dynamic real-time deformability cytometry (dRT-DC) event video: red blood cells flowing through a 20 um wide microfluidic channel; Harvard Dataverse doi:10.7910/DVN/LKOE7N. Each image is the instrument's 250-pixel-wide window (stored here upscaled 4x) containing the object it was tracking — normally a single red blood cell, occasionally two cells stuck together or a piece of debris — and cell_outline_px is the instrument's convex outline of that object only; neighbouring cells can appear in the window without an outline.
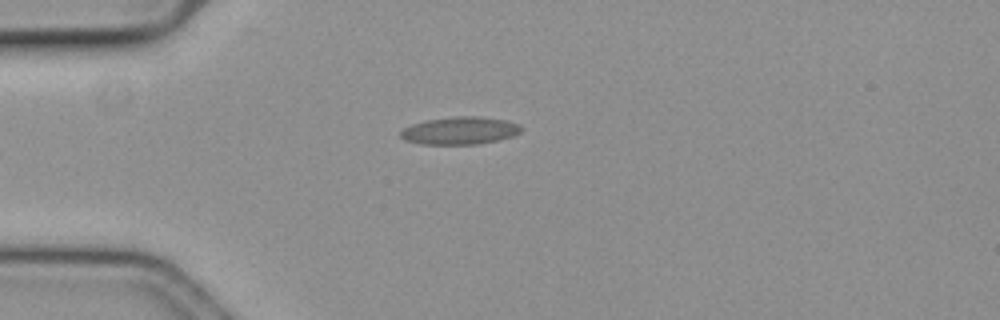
{"species": "common noctule bat (a hibernating species)", "species_latin": "Nyctalus noctula", "temperature_condition": "cold", "stored_images_in_passage": 37, "camera_frame_rate_fps": 3000, "um_per_image_px": 0.085, "animal": {"sex": "female", "body_mass_g": 19.3, "forearm_length_mm": 54.1}, "frame": {"image": 1, "passage_image": 1, "time_ms": 0.0, "image_size_px": [1000, 320], "cell_outline_px": [[524, 128], [520, 132], [512, 136], [496, 140], [476, 144], [420, 144], [404, 140], [400, 136], [400, 132], [404, 128], [412, 124], [428, 120], [460, 116], [476, 116], [504, 120], [520, 124]], "centroid_in_image_um": [39.09, 11.11], "position_along_channel_um": 45.9, "area_um2": 19.19}}
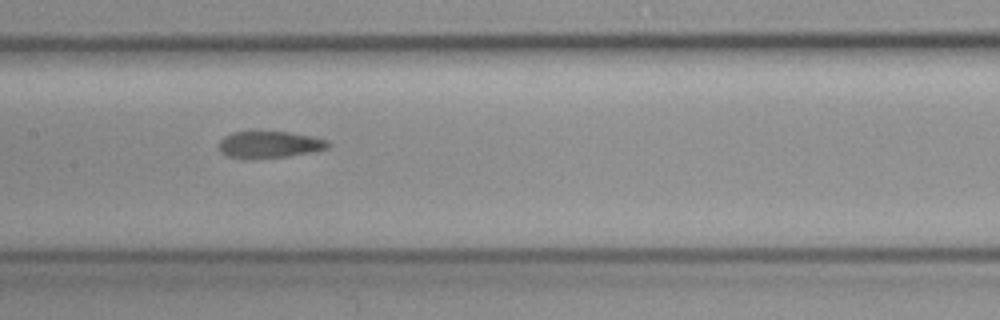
{"frame": {"image": 2, "passage_image": 14, "time_ms": 4.333, "image_size_px": [1000, 320], "cell_outline_px": [[332, 144], [328, 148], [312, 152], [288, 156], [228, 156], [220, 152], [220, 140], [224, 136], [232, 132], [252, 128], [288, 132], [312, 136], [328, 140]], "centroid_in_image_um": [22.93, 12.19], "position_along_channel_um": 184.5, "area_um2": 17.17}}
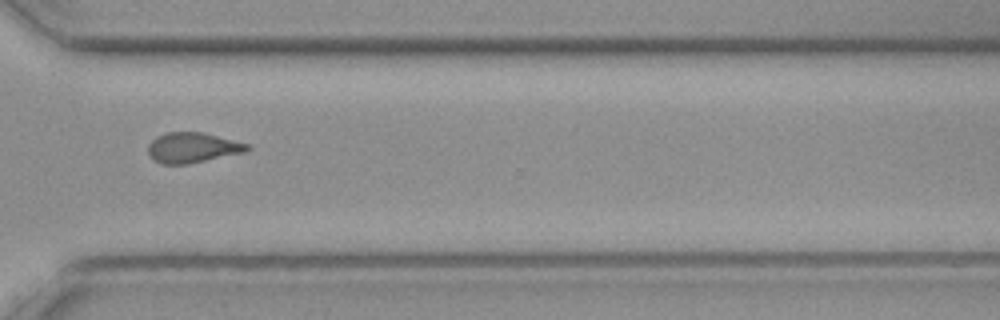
{"frame": {"image": 3, "passage_image": 28, "time_ms": 9.0, "image_size_px": [1000, 320], "cell_outline_px": [[252, 148], [244, 152], [188, 164], [160, 164], [148, 152], [148, 144], [156, 136], [168, 132], [204, 132], [248, 144]], "centroid_in_image_um": [16.36, 12.54], "position_along_channel_um": 354.2, "area_um2": 17.34}, "authors_computed_cell_mechanics": {"area_um2": 17.8024, "velocity_mm_per_s": 3.6402, "shape_relaxation_time_tau1_ms": null, "shape_relaxation_time_tau2_ms": 3.4088, "deformation_change_tau1": null, "deformation_change_tau2": 0.1109}}